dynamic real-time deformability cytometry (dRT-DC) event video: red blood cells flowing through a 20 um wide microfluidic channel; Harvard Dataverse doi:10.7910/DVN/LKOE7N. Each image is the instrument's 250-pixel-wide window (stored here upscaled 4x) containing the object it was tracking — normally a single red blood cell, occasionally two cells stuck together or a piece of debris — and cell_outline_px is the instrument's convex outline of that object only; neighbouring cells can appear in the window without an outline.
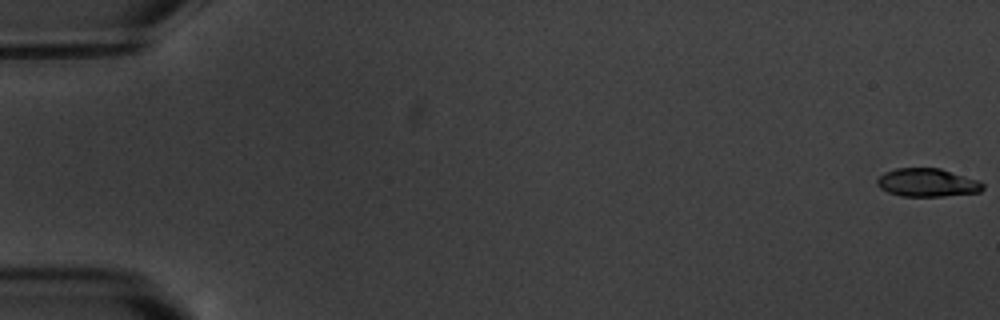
{"species": "common noctule bat (a hibernating species)", "species_latin": "Nyctalus noctula", "temperature_condition": "warm", "stored_images_in_passage": 6, "camera_frame_rate_fps": 3000, "um_per_image_px": 0.085, "animal": {"sex": "male", "body_mass_g": 20.1, "forearm_length_mm": 53.5}, "frame": {"image": 1, "passage_image": 1, "time_ms": 0.0, "image_size_px": [1000, 320], "cell_outline_px": [[984, 188], [980, 192], [944, 196], [900, 196], [888, 192], [880, 188], [876, 184], [876, 180], [884, 172], [896, 168], [940, 168], [976, 180], [984, 184]], "centroid_in_image_um": [78.79, 15.52], "position_along_channel_um": 6.2, "area_um2": 17.34}}
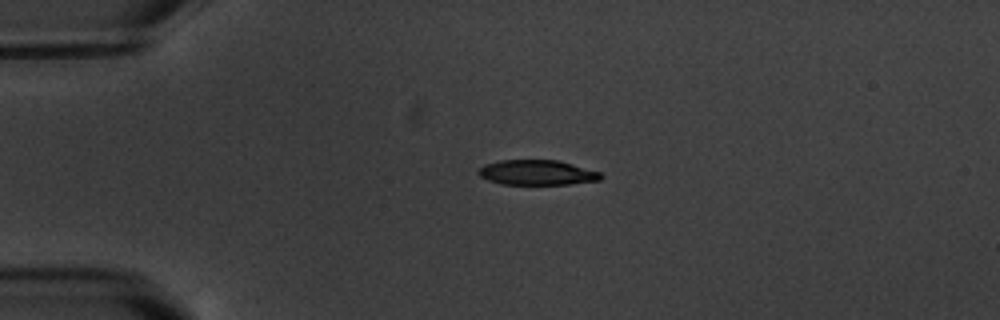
{"frame": {"image": 2, "passage_image": 5, "time_ms": 4.667, "image_size_px": [1000, 320], "cell_outline_px": [[604, 176], [600, 180], [568, 184], [500, 184], [488, 180], [480, 176], [476, 172], [484, 164], [500, 160], [556, 160], [572, 164], [600, 172]], "centroid_in_image_um": [45.63, 14.67], "position_along_channel_um": 39.4, "area_um2": 17.8}}